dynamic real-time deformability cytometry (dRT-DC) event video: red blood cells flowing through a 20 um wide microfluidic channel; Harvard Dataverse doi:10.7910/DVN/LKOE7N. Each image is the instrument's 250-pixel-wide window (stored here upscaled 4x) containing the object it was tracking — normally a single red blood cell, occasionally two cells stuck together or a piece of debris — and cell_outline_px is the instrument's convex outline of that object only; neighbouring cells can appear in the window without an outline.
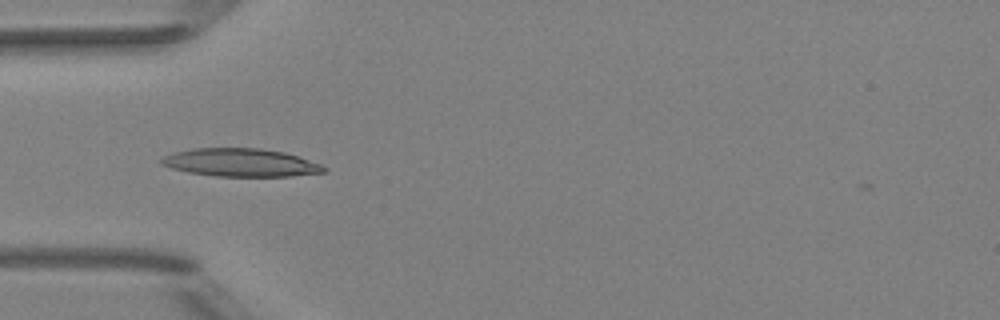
{"species": "Egyptian fruit bat (a non-hibernating species)", "species_latin": "Rousettus aegyptiacus", "temperature_condition": "room temperature", "stored_images_in_passage": 3, "camera_frame_rate_fps": 3000, "um_per_image_px": 0.085, "animal": {"sex": "female"}, "frame": {"image": 1, "passage_image": 1, "time_ms": 0.0, "image_size_px": [1000, 320], "cell_outline_px": [[328, 168], [324, 172], [292, 176], [216, 176], [188, 172], [172, 168], [160, 164], [160, 160], [164, 156], [172, 152], [192, 148], [260, 148], [284, 152], [320, 164]], "centroid_in_image_um": [20.42, 13.81], "position_along_channel_um": 64.6, "area_um2": 26.47}}
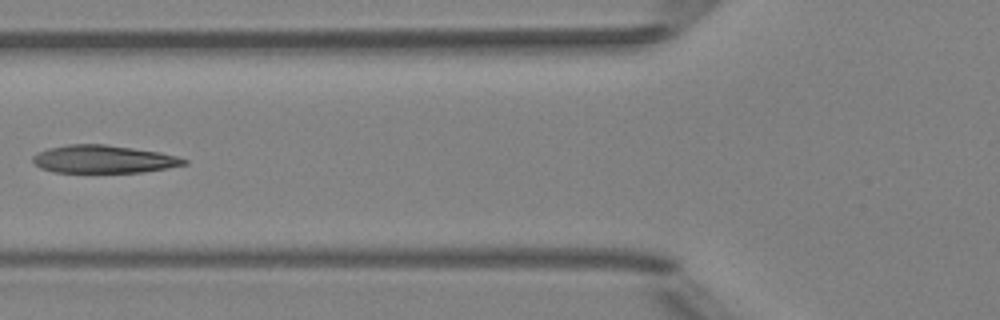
{"frame": {"image": 2, "passage_image": 2, "time_ms": 0.333, "image_size_px": [1000, 320], "cell_outline_px": [[188, 164], [168, 168], [144, 172], [52, 172], [40, 168], [32, 160], [32, 156], [48, 148], [68, 144], [104, 144], [160, 152], [176, 156], [188, 160]], "centroid_in_image_um": [8.81, 13.53], "position_along_channel_um": 117.0, "area_um2": 24.51}}
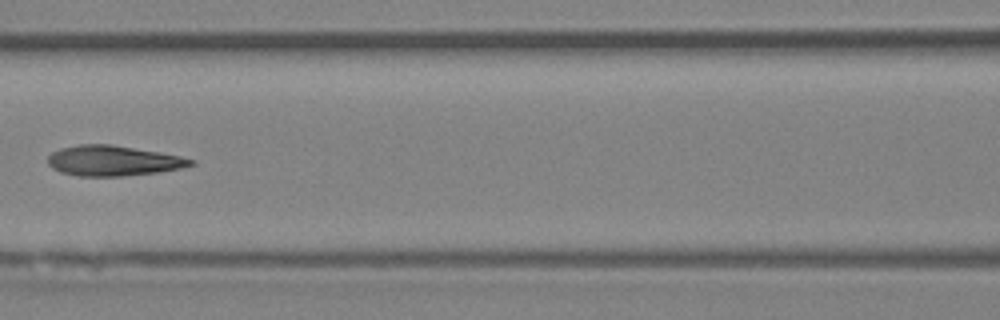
{"frame": {"image": 3, "passage_image": 3, "time_ms": 0.667, "image_size_px": [1000, 320], "cell_outline_px": [[196, 164], [180, 168], [156, 172], [120, 176], [76, 176], [60, 172], [52, 168], [48, 164], [48, 156], [52, 152], [60, 148], [80, 144], [112, 144], [160, 152], [180, 156], [196, 160]], "centroid_in_image_um": [9.6, 13.65], "position_along_channel_um": 157.0, "area_um2": 25.26}}